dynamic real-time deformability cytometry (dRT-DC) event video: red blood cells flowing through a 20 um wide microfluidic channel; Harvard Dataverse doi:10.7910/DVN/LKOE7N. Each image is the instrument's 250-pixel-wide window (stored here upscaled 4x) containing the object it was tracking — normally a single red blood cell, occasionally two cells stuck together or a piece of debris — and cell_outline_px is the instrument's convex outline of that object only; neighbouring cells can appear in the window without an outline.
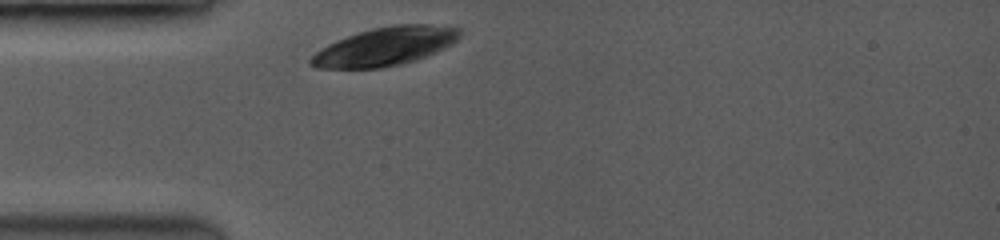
{"species": "common noctule bat (a hibernating species)", "species_latin": "Nyctalus noctula", "temperature_condition": "room temperature", "stored_images_in_passage": 27, "camera_frame_rate_fps": 3500, "um_per_image_px": 0.085, "animal": {"sex": "female", "body_mass_g": 19.0, "forearm_length_mm": 53.3}, "frame": {"image": 1, "passage_image": 1, "time_ms": 0.0, "image_size_px": [1000, 240], "cell_outline_px": [[460, 36], [456, 40], [424, 56], [400, 64], [380, 68], [316, 68], [308, 64], [308, 60], [320, 48], [336, 40], [372, 28], [396, 24], [428, 24], [460, 28]], "centroid_in_image_um": [32.65, 3.94], "position_along_channel_um": 52.4, "area_um2": 32.71}}